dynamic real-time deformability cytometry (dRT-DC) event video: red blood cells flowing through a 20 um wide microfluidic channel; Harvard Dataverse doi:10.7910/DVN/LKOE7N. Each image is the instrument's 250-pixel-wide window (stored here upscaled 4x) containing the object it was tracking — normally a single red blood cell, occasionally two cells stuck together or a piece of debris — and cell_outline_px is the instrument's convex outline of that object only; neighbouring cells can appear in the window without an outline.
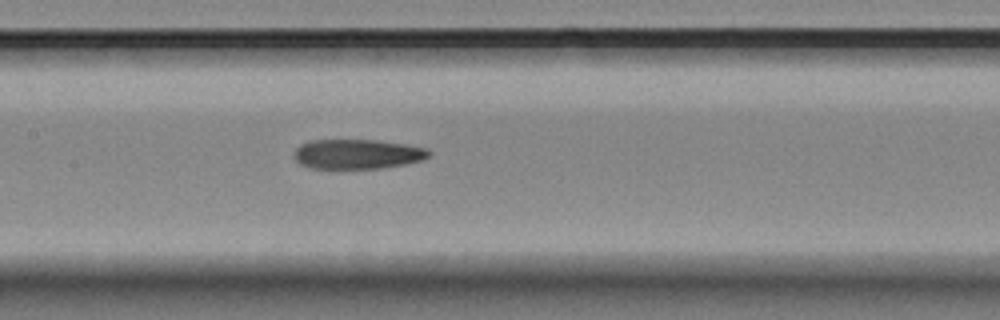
{"species": "Egyptian fruit bat (a non-hibernating species)", "species_latin": "Rousettus aegyptiacus", "temperature_condition": "room temperature", "stored_images_in_passage": 7, "segment_of_instrument_passage": [1, 2], "camera_frame_rate_fps": 3000, "um_per_image_px": 0.085, "animal": {"sex": "female"}, "frame": {"image": 1, "passage_image": 6, "time_ms": 1.667, "image_size_px": [1000, 320], "cell_outline_px": [[432, 152], [428, 156], [420, 160], [404, 164], [384, 168], [308, 168], [300, 164], [292, 156], [296, 148], [300, 144], [308, 140], [376, 140], [404, 144], [428, 148]], "centroid_in_image_um": [30.33, 13.09], "position_along_channel_um": 177.1, "area_um2": 23.41}}